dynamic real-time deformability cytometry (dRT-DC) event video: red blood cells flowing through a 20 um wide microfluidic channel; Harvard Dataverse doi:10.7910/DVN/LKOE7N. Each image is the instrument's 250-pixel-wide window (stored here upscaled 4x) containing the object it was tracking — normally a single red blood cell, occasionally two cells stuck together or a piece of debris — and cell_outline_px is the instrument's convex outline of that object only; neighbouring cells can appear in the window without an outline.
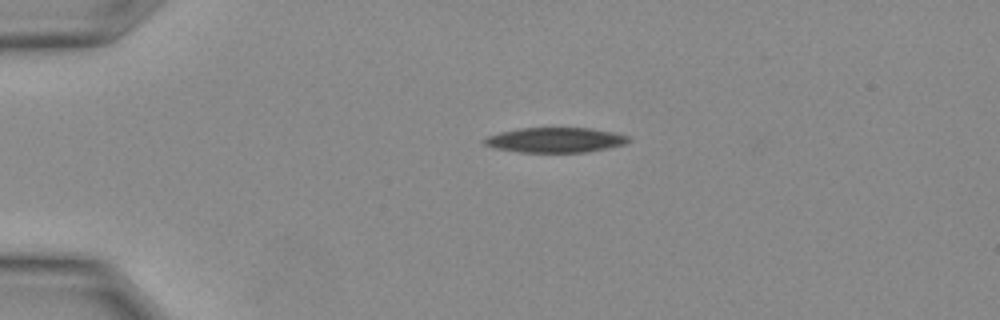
{"species": "Egyptian fruit bat (a non-hibernating species)", "species_latin": "Rousettus aegyptiacus", "temperature_condition": "warm", "stored_images_in_passage": 7, "camera_frame_rate_fps": 3000, "um_per_image_px": 0.085, "animal": {"sex": "female"}, "frame": {"image": 1, "passage_image": 1, "time_ms": 0.0, "image_size_px": [1000, 320], "cell_outline_px": [[632, 140], [624, 144], [608, 148], [584, 152], [520, 152], [496, 148], [484, 144], [480, 140], [488, 136], [500, 132], [520, 128], [588, 128], [612, 132], [628, 136]], "centroid_in_image_um": [47.18, 11.9], "position_along_channel_um": 37.8, "area_um2": 20.87}}
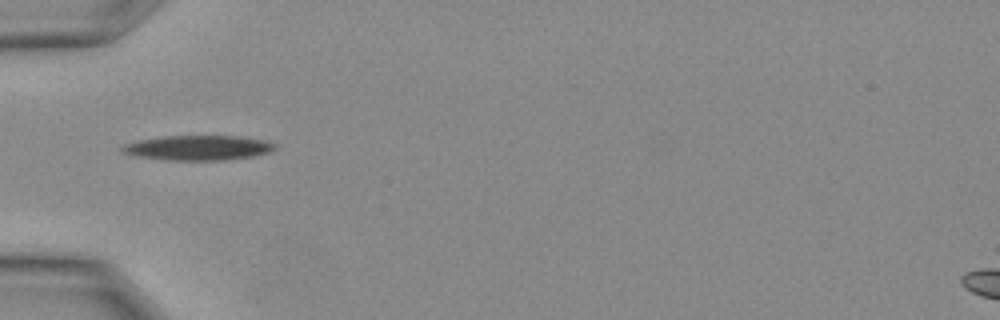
{"frame": {"image": 2, "passage_image": 4, "time_ms": 1.0, "image_size_px": [1000, 320], "cell_outline_px": [[276, 148], [272, 152], [256, 156], [224, 160], [168, 160], [136, 156], [124, 152], [120, 148], [124, 144], [136, 140], [164, 136], [240, 136], [264, 140], [276, 144]], "centroid_in_image_um": [16.88, 12.56], "position_along_channel_um": 68.1, "area_um2": 22.25}}
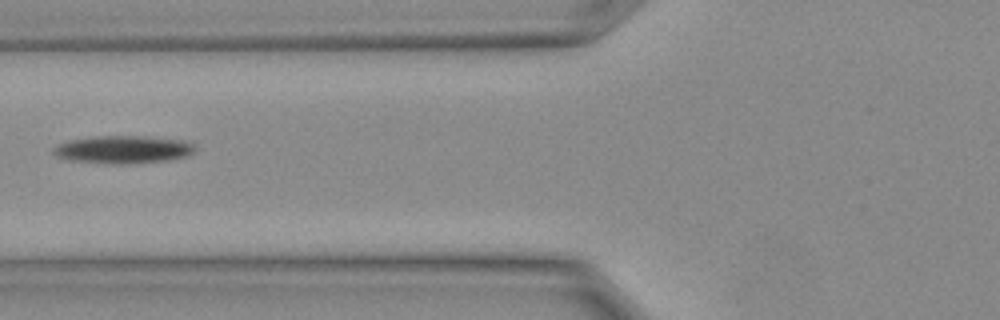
{"frame": {"image": 3, "passage_image": 6, "time_ms": 1.667, "image_size_px": [1000, 320], "cell_outline_px": [[196, 148], [188, 156], [168, 160], [120, 164], [112, 164], [64, 160], [56, 156], [52, 152], [52, 148], [60, 144], [72, 140], [100, 136], [144, 136], [184, 140], [192, 144]], "centroid_in_image_um": [10.45, 12.72], "position_along_channel_um": 115.3, "area_um2": 22.83}}